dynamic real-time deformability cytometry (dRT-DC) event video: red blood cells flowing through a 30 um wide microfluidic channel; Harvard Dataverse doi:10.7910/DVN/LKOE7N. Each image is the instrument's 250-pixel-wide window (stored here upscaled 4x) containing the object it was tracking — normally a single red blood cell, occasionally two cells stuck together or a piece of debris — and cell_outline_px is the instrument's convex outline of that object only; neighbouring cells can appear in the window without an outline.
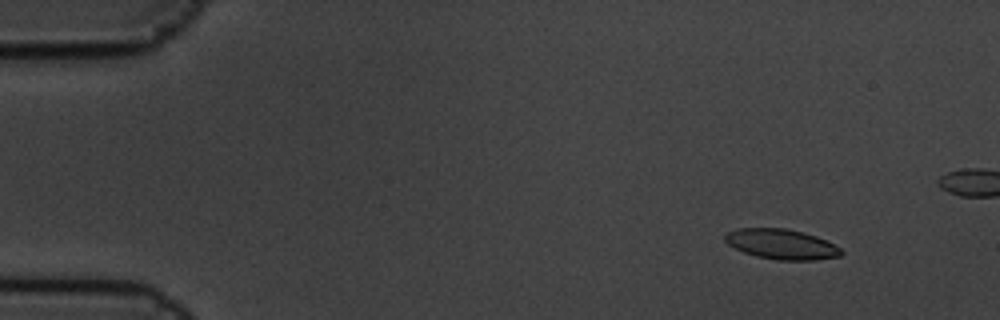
{"species": "common noctule bat (a hibernating species)", "species_latin": "Nyctalus noctula", "temperature_condition": "cold", "stored_images_in_passage": 5, "camera_frame_rate_fps": 3000, "um_per_image_px": 0.085, "animal": {"sex": "male", "body_mass_g": 19.5, "forearm_length_mm": 54.6}, "frame": {"image": 1, "passage_image": 1, "time_ms": 0.0, "image_size_px": [1000, 320], "cell_outline_px": [[844, 252], [840, 256], [816, 260], [776, 260], [756, 256], [744, 252], [728, 244], [724, 240], [724, 236], [728, 232], [736, 228], [784, 228], [804, 232], [816, 236], [840, 248]], "centroid_in_image_um": [66.41, 20.75], "position_along_channel_um": 18.6, "area_um2": 20.35}}